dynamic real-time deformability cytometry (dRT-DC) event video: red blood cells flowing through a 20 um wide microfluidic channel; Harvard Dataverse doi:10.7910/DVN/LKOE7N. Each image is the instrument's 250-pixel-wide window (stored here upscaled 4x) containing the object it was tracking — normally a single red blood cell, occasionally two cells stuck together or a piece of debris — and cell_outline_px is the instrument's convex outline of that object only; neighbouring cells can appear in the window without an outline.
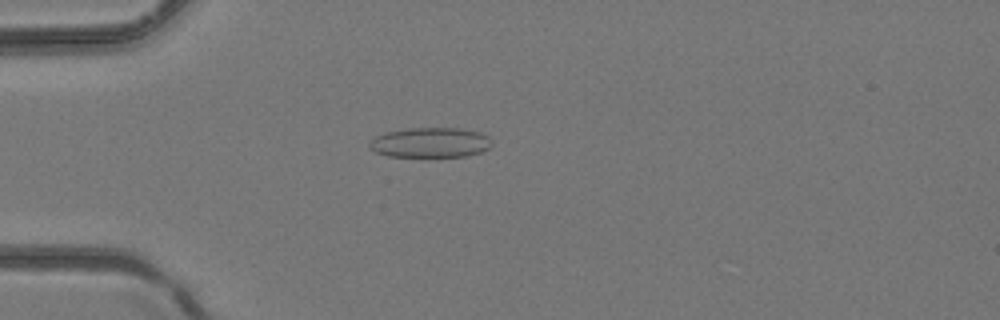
{"species": "common noctule bat (a hibernating species)", "species_latin": "Nyctalus noctula", "temperature_condition": "room temperature", "stored_images_in_passage": 34, "camera_frame_rate_fps": 3000, "um_per_image_px": 0.085, "animal": {"sex": "female", "body_mass_g": 24.6, "forearm_length_mm": 56.2}, "frame": {"image": 1, "passage_image": 6, "time_ms": 1.667, "image_size_px": [1000, 320], "cell_outline_px": [[492, 144], [488, 148], [480, 152], [468, 156], [388, 156], [376, 152], [368, 148], [368, 144], [376, 136], [388, 132], [408, 128], [460, 128], [480, 132], [488, 136]], "centroid_in_image_um": [36.58, 12.11], "position_along_channel_um": 48.4, "area_um2": 21.27}}
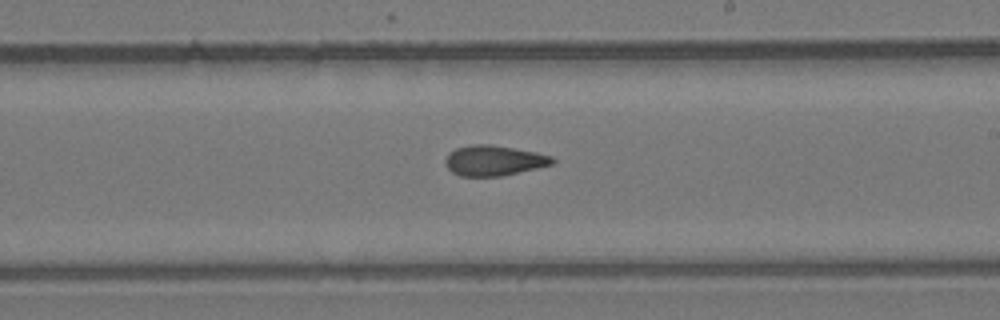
{"frame": {"image": 2, "passage_image": 19, "time_ms": 6.0, "image_size_px": [1000, 320], "cell_outline_px": [[556, 160], [552, 164], [536, 168], [500, 176], [460, 176], [452, 172], [444, 164], [444, 160], [448, 152], [456, 148], [472, 144], [488, 144], [536, 152], [552, 156]], "centroid_in_image_um": [41.93, 13.64], "position_along_channel_um": 247.1, "area_um2": 18.84}}
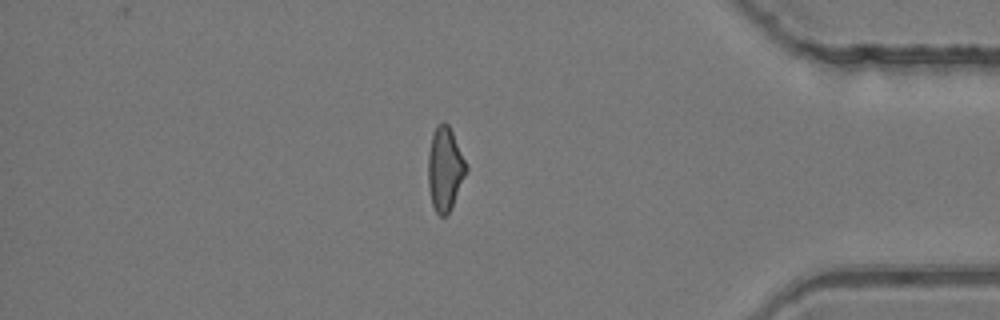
{"frame": {"image": 3, "passage_image": 30, "time_ms": 9.667, "image_size_px": [1000, 320], "cell_outline_px": [[468, 172], [448, 212], [444, 216], [440, 216], [436, 212], [432, 204], [428, 188], [428, 152], [432, 132], [436, 124], [444, 120], [448, 124], [452, 132], [468, 168]], "centroid_in_image_um": [37.8, 14.31], "position_along_channel_um": 397.4, "area_um2": 18.61}}